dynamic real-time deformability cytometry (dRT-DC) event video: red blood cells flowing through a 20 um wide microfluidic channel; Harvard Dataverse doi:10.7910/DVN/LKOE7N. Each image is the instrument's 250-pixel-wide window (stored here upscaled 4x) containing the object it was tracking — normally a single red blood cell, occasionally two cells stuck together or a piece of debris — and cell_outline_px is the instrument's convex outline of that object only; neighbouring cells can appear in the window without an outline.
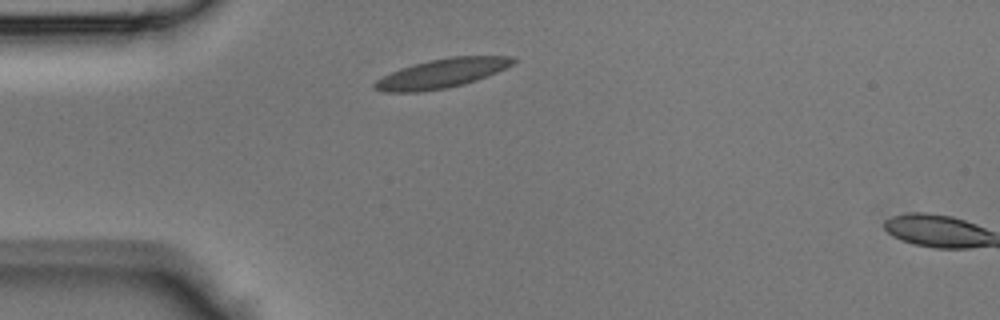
{"species": "Egyptian fruit bat (a non-hibernating species)", "species_latin": "Rousettus aegyptiacus", "temperature_condition": "room temperature", "stored_images_in_passage": 2, "camera_frame_rate_fps": 3000, "um_per_image_px": 0.085, "animal": {"sex": "male"}, "frame": {"image": 1, "passage_image": 1, "time_ms": 0.0, "image_size_px": [1000, 320], "cell_outline_px": [[516, 60], [512, 64], [496, 72], [476, 80], [464, 84], [448, 88], [420, 92], [384, 92], [372, 88], [372, 84], [376, 80], [400, 68], [412, 64], [428, 60], [452, 56], [516, 56]], "centroid_in_image_um": [37.52, 6.24], "position_along_channel_um": 47.5, "area_um2": 23.58}}